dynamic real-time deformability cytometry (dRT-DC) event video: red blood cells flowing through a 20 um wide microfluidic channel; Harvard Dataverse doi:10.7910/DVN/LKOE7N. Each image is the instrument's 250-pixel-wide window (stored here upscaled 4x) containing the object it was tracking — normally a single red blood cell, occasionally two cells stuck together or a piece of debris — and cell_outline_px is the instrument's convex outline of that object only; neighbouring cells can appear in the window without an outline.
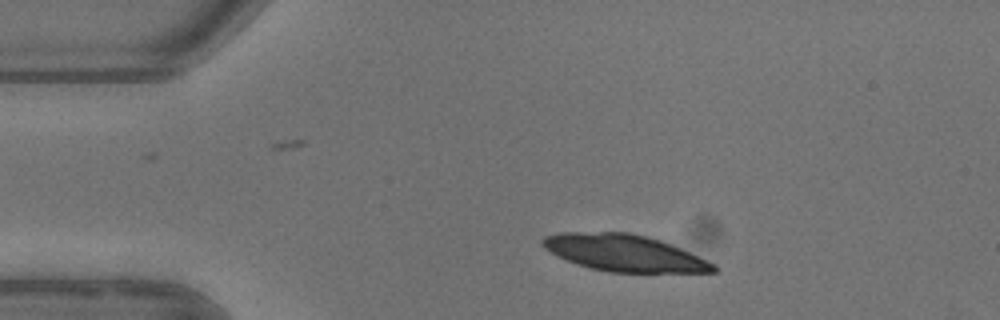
{"species": "common noctule bat (a hibernating species)", "species_latin": "Nyctalus noctula", "temperature_condition": "warm", "stored_images_in_passage": 2, "camera_frame_rate_fps": 3000, "um_per_image_px": 0.085, "animal": {"sex": "female"}, "frame": {"image": 1, "passage_image": 1, "time_ms": 0.0, "image_size_px": [1000, 320], "cell_outline_px": [[720, 268], [716, 272], [608, 272], [576, 264], [556, 256], [544, 248], [540, 244], [540, 240], [544, 236], [560, 232], [628, 232], [660, 240], [672, 244], [716, 264]], "centroid_in_image_um": [53.04, 21.5], "position_along_channel_um": 32.0, "area_um2": 36.65}}